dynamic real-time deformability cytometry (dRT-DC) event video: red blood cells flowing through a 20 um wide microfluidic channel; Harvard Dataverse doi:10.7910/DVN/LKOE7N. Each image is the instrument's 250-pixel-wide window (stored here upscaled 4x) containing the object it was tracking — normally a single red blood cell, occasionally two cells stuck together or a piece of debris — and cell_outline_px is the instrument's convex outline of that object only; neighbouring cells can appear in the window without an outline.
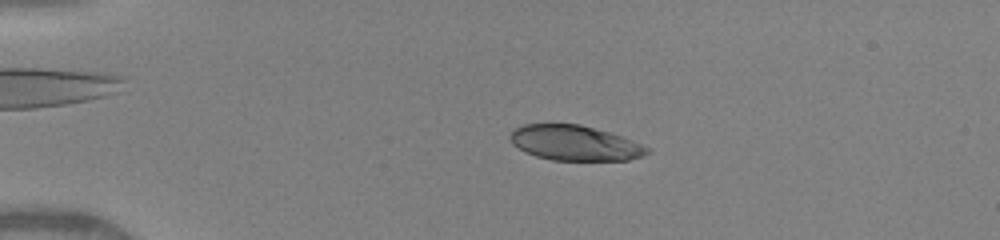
{"species": "human", "species_latin": "Homo sapiens", "temperature_condition": "warm", "stored_images_in_passage": 60, "camera_frame_rate_fps": 3000, "um_per_image_px": 0.085, "donor": {"sex": "female"}, "frame": {"image": 1, "passage_image": 15, "time_ms": 3.667, "image_size_px": [1000, 240], "cell_outline_px": [[652, 152], [628, 160], [552, 160], [536, 156], [524, 152], [512, 144], [508, 136], [512, 128], [524, 124], [580, 124], [608, 132], [632, 140], [652, 148]], "centroid_in_image_um": [48.82, 12.15], "position_along_channel_um": 36.2, "area_um2": 28.21}}
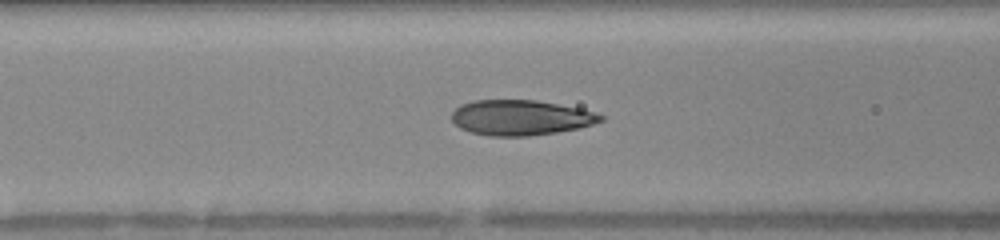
{"frame": {"image": 2, "passage_image": 28, "time_ms": 7.0, "image_size_px": [1000, 240], "cell_outline_px": [[604, 120], [580, 128], [556, 132], [528, 136], [488, 136], [472, 132], [460, 128], [452, 120], [452, 112], [460, 104], [472, 100], [536, 100], [580, 108], [604, 116]], "centroid_in_image_um": [44.24, 9.99], "position_along_channel_um": 122.4, "area_um2": 30.58}}
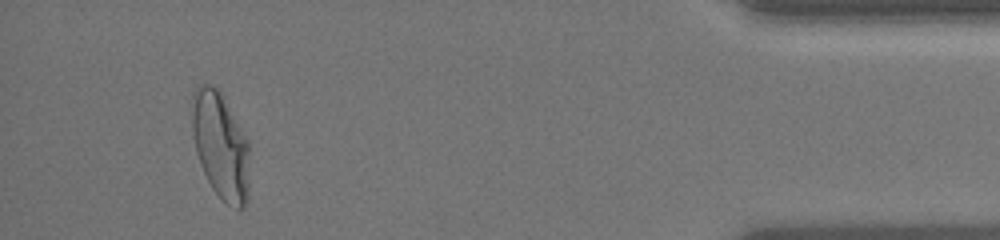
{"frame": {"image": 3, "passage_image": 56, "time_ms": 15.333, "image_size_px": [1000, 240], "cell_outline_px": [[248, 196], [244, 204], [240, 208], [236, 208], [228, 204], [212, 188], [200, 164], [196, 152], [192, 132], [192, 92], [200, 84], [208, 84], [216, 88], [220, 92], [248, 140]], "centroid_in_image_um": [18.72, 12.35], "position_along_channel_um": 416.5, "area_um2": 35.26}, "authors_computed_cell_mechanics": {"area_um2": 31.0097, "velocity_mm_per_s": 4.1811, "shape_relaxation_time_tau1_ms": 4.1533, "shape_relaxation_time_tau2_ms": null, "deformation_change_tau1": 0.213, "deformation_change_tau2": null}}